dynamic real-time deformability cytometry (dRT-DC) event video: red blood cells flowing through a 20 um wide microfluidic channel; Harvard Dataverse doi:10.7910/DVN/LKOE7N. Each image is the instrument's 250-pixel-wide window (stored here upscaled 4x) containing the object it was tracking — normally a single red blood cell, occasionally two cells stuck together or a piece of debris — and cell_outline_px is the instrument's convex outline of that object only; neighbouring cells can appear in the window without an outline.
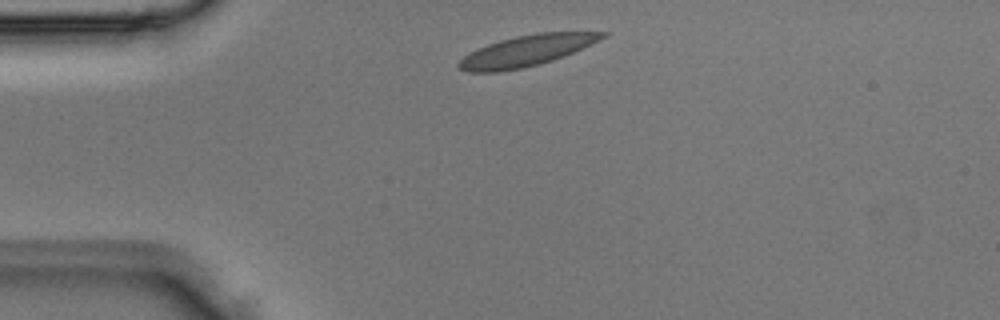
{"species": "Egyptian fruit bat (a non-hibernating species)", "species_latin": "Rousettus aegyptiacus", "temperature_condition": "room temperature", "stored_images_in_passage": 2, "camera_frame_rate_fps": 3000, "um_per_image_px": 0.085, "animal": {"sex": "male"}, "frame": {"image": 1, "passage_image": 1, "time_ms": 0.0, "image_size_px": [1000, 320], "cell_outline_px": [[608, 36], [564, 56], [552, 60], [520, 68], [496, 72], [468, 72], [460, 68], [456, 64], [468, 52], [488, 44], [500, 40], [516, 36], [536, 32], [608, 32]], "centroid_in_image_um": [44.73, 4.3], "position_along_channel_um": 40.3, "area_um2": 25.55}}
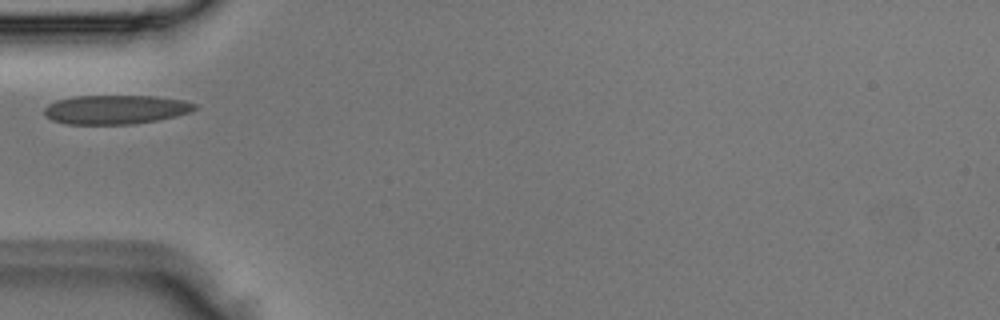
{"frame": {"image": 2, "passage_image": 2, "time_ms": 0.333, "image_size_px": [1000, 320], "cell_outline_px": [[196, 108], [192, 112], [176, 116], [136, 124], [64, 124], [52, 120], [44, 116], [44, 108], [48, 104], [56, 100], [72, 96], [156, 96], [184, 100], [196, 104]], "centroid_in_image_um": [9.81, 9.31], "position_along_channel_um": 75.2, "area_um2": 25.72}}